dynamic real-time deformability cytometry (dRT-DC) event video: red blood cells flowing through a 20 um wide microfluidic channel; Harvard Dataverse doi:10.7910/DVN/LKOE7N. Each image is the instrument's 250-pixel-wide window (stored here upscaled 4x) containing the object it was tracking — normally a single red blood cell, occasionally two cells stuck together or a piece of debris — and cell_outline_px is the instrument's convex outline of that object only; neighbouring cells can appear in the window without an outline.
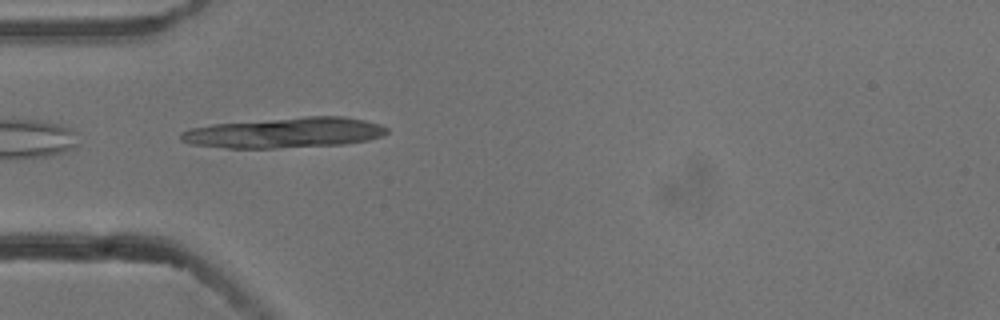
{"species": "common noctule bat (a hibernating species)", "species_latin": "Nyctalus noctula", "temperature_condition": "cold", "stored_images_in_passage": 2, "camera_frame_rate_fps": 3000, "um_per_image_px": 0.085, "animal": {"sex": "male", "body_mass_g": 13.3}, "frame": {"image": 1, "passage_image": 1, "time_ms": 0.0, "image_size_px": [1000, 320], "cell_outline_px": [[388, 132], [384, 136], [368, 140], [344, 144], [276, 148], [224, 148], [188, 144], [180, 140], [180, 132], [188, 128], [212, 124], [304, 116], [344, 116], [364, 120], [380, 124], [388, 128]], "centroid_in_image_um": [24.17, 11.28], "position_along_channel_um": 60.8, "area_um2": 36.88}}
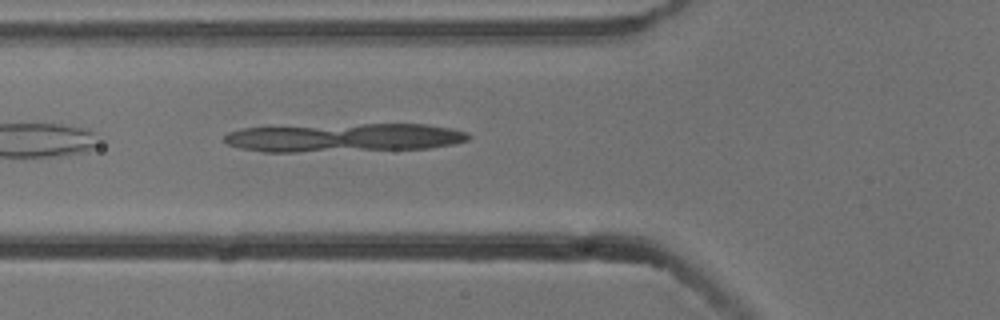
{"frame": {"image": 2, "passage_image": 2, "time_ms": 0.333, "image_size_px": [1000, 320], "cell_outline_px": [[472, 136], [468, 140], [452, 144], [428, 148], [296, 152], [264, 152], [240, 148], [228, 144], [224, 140], [224, 136], [228, 132], [240, 128], [360, 124], [428, 124], [452, 128], [468, 132]], "centroid_in_image_um": [29.27, 11.7], "position_along_channel_um": 96.5, "area_um2": 40.63}}